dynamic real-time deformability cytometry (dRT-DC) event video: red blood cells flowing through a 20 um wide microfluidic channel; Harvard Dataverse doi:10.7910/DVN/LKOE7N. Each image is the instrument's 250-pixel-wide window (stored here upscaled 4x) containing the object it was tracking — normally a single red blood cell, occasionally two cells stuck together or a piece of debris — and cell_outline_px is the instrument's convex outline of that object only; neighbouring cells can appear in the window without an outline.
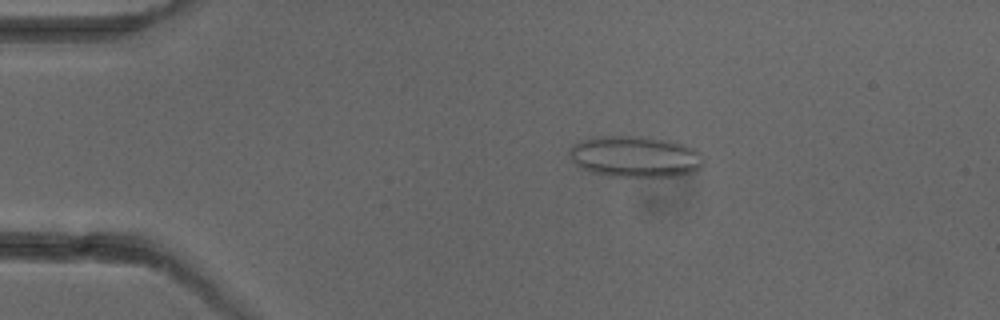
{"species": "common noctule bat (a hibernating species)", "species_latin": "Nyctalus noctula", "temperature_condition": "cold", "stored_images_in_passage": 5, "camera_frame_rate_fps": 3000, "um_per_image_px": 0.085, "animal": {"sex": "female"}, "frame": {"image": 1, "passage_image": 3, "time_ms": 2.333, "image_size_px": [1000, 320], "cell_outline_px": [[704, 164], [700, 168], [692, 172], [676, 176], [604, 176], [588, 172], [580, 168], [568, 156], [568, 148], [572, 144], [580, 140], [600, 136], [648, 136], [676, 140], [696, 148], [700, 152], [704, 160]], "centroid_in_image_um": [53.99, 13.29], "position_along_channel_um": 31.0, "area_um2": 33.18}}